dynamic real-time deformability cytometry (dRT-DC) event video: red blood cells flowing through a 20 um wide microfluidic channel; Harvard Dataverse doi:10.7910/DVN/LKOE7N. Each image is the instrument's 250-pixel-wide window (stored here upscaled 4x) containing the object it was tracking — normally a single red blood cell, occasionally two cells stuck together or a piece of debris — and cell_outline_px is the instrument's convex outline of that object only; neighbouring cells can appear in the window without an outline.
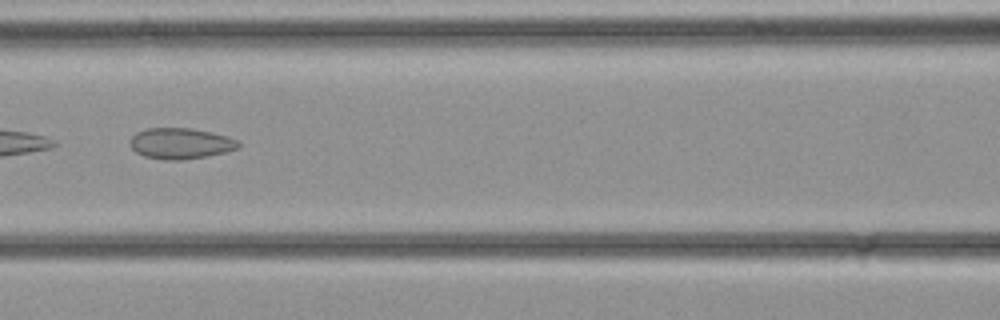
{"species": "common noctule bat (a hibernating species)", "species_latin": "Nyctalus noctula", "temperature_condition": "cold", "stored_images_in_passage": 23, "camera_frame_rate_fps": 3000, "um_per_image_px": 0.085, "animal": {"sex": "female", "body_mass_g": 21.9}, "frame": {"image": 1, "passage_image": 10, "time_ms": 3.0, "image_size_px": [1000, 320], "cell_outline_px": [[240, 148], [208, 156], [184, 160], [164, 160], [144, 156], [136, 152], [128, 144], [128, 140], [136, 132], [148, 128], [192, 128], [212, 132], [228, 136], [236, 140], [240, 144]], "centroid_in_image_um": [15.33, 12.19], "position_along_channel_um": 151.3, "area_um2": 19.77}}